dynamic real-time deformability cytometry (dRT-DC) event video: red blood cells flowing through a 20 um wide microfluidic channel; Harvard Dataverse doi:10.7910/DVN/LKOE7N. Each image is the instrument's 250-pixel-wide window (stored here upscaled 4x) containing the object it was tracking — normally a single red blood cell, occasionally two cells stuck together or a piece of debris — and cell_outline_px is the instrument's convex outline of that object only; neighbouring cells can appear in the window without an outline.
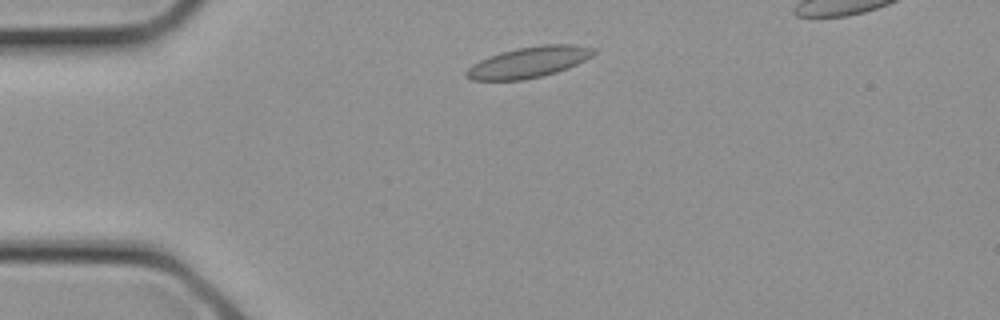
{"species": "common noctule bat (a hibernating species)", "species_latin": "Nyctalus noctula", "temperature_condition": "cold", "stored_images_in_passage": 17, "camera_frame_rate_fps": 3000, "um_per_image_px": 0.085, "animal": {"sex": "female", "body_mass_g": 21.9}, "frame": {"image": 1, "passage_image": 3, "time_ms": 0.667, "image_size_px": [1000, 320], "cell_outline_px": [[596, 52], [592, 56], [568, 68], [544, 76], [524, 80], [472, 80], [464, 76], [464, 72], [472, 64], [488, 56], [500, 52], [520, 48], [544, 44], [572, 44], [596, 48]], "centroid_in_image_um": [44.93, 5.29], "position_along_channel_um": 40.1, "area_um2": 23.0}}
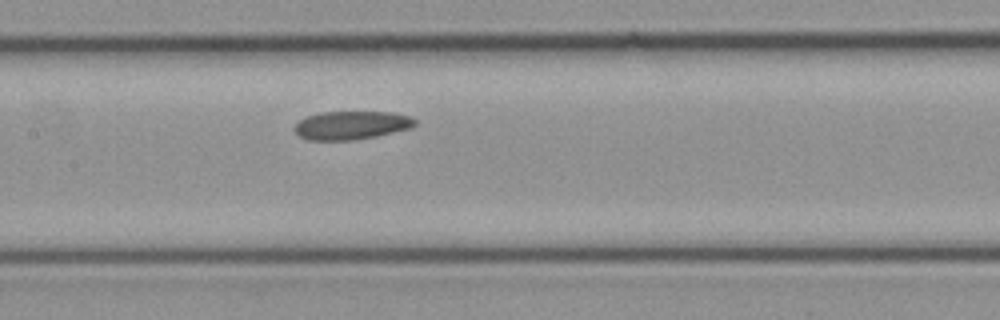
{"frame": {"image": 2, "passage_image": 10, "time_ms": 3.0, "image_size_px": [1000, 320], "cell_outline_px": [[416, 124], [412, 128], [376, 136], [352, 140], [308, 140], [300, 136], [292, 128], [300, 120], [308, 116], [320, 112], [392, 112], [408, 116], [416, 120]], "centroid_in_image_um": [29.87, 10.65], "position_along_channel_um": 177.5, "area_um2": 19.88}}
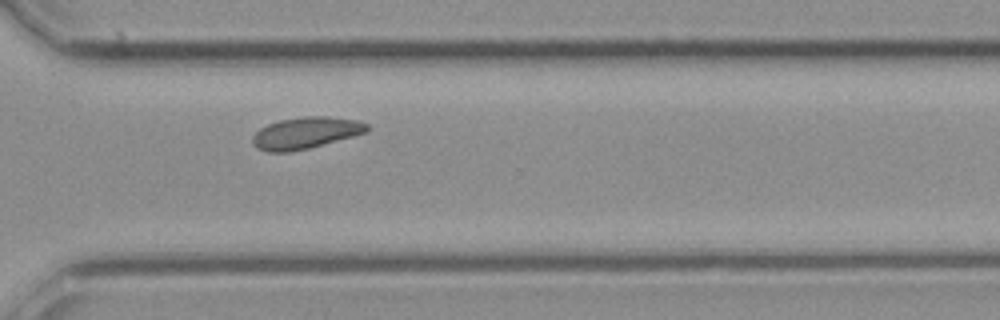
{"frame": {"image": 3, "passage_image": 17, "time_ms": 5.333, "image_size_px": [1000, 320], "cell_outline_px": [[372, 128], [368, 132], [308, 148], [288, 152], [268, 152], [256, 148], [252, 144], [252, 136], [260, 128], [268, 124], [280, 120], [304, 116], [324, 116], [356, 120], [368, 124]], "centroid_in_image_um": [25.98, 11.3], "position_along_channel_um": 344.6, "area_um2": 21.1}}